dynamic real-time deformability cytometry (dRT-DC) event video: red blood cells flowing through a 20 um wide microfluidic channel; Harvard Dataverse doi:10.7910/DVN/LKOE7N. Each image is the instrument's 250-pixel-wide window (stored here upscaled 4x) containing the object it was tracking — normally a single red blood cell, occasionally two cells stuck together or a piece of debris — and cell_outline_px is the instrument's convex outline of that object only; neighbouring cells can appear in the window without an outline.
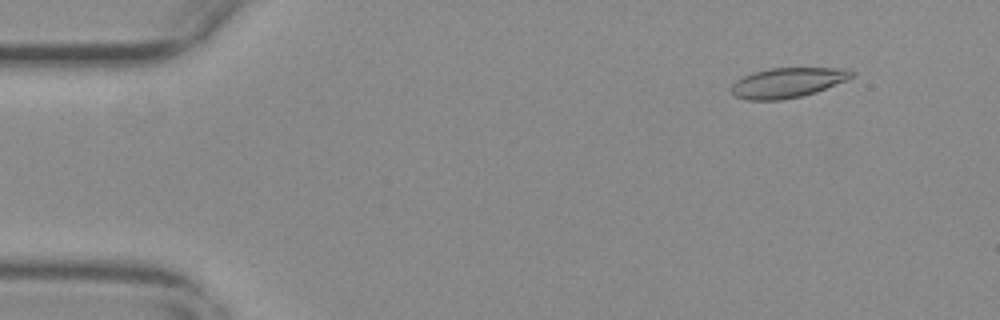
{"species": "common noctule bat (a hibernating species)", "species_latin": "Nyctalus noctula", "temperature_condition": "warm", "stored_images_in_passage": 8, "camera_frame_rate_fps": 3000, "um_per_image_px": 0.085, "animal": {"sex": "female", "body_mass_g": 29.2, "forearm_length_mm": 56.3}, "frame": {"image": 1, "passage_image": 5, "time_ms": 1.333, "image_size_px": [1000, 320], "cell_outline_px": [[856, 72], [848, 80], [816, 92], [800, 96], [780, 100], [748, 100], [732, 96], [728, 88], [736, 80], [752, 72], [768, 68], [848, 68]], "centroid_in_image_um": [66.91, 7.02], "position_along_channel_um": 18.1, "area_um2": 21.33}}